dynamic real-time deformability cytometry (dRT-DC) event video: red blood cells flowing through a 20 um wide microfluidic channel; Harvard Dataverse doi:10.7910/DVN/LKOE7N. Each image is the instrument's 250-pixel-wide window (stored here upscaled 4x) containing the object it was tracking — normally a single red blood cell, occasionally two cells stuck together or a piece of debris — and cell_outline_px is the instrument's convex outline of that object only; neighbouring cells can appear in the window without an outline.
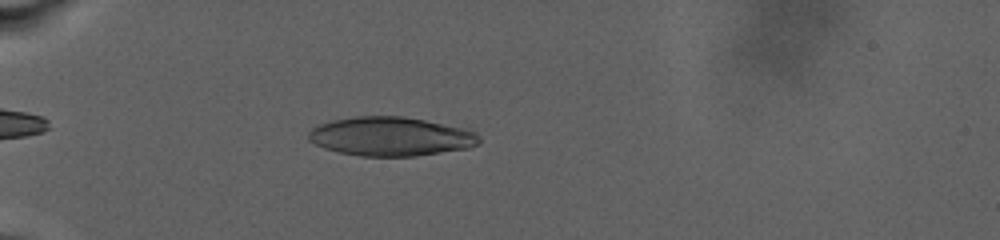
{"species": "human", "species_latin": "Homo sapiens", "temperature_condition": "warm", "stored_images_in_passage": 5, "camera_frame_rate_fps": 3000, "um_per_image_px": 0.085, "donor": {"sex": "male"}, "frame": {"image": 1, "passage_image": 1, "time_ms": 0.0, "image_size_px": [1000, 240], "cell_outline_px": [[480, 144], [468, 148], [416, 156], [360, 156], [340, 152], [324, 148], [308, 140], [308, 132], [312, 128], [320, 124], [332, 120], [356, 116], [404, 116], [464, 128], [476, 132], [480, 136]], "centroid_in_image_um": [33.23, 11.6], "position_along_channel_um": 51.8, "area_um2": 38.78}}
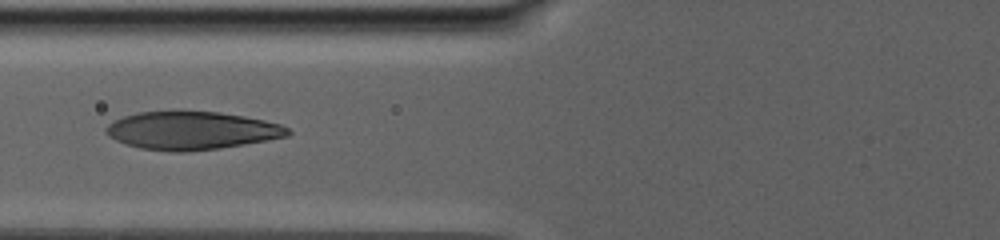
{"frame": {"image": 2, "passage_image": 4, "time_ms": 3.667, "image_size_px": [1000, 240], "cell_outline_px": [[292, 132], [288, 136], [244, 144], [220, 148], [184, 152], [176, 152], [140, 148], [116, 140], [108, 136], [104, 128], [112, 120], [124, 116], [140, 112], [180, 108], [220, 112], [244, 116], [264, 120], [280, 124], [288, 128]], "centroid_in_image_um": [16.25, 11.05], "position_along_channel_um": 109.5, "area_um2": 41.15}}